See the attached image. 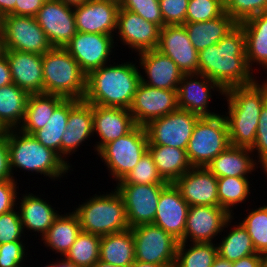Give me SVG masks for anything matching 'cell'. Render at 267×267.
Returning <instances> with one entry per match:
<instances>
[{
  "label": "cell",
  "mask_w": 267,
  "mask_h": 267,
  "mask_svg": "<svg viewBox=\"0 0 267 267\" xmlns=\"http://www.w3.org/2000/svg\"><path fill=\"white\" fill-rule=\"evenodd\" d=\"M189 207L176 186L169 183L160 193L153 224L181 242L184 237Z\"/></svg>",
  "instance_id": "cb8c5ba5"
},
{
  "label": "cell",
  "mask_w": 267,
  "mask_h": 267,
  "mask_svg": "<svg viewBox=\"0 0 267 267\" xmlns=\"http://www.w3.org/2000/svg\"><path fill=\"white\" fill-rule=\"evenodd\" d=\"M114 39L112 35L77 31L64 48L79 64L82 71L88 75L103 65L112 63L111 60H116V58L111 59L118 46Z\"/></svg>",
  "instance_id": "7c38bea8"
},
{
  "label": "cell",
  "mask_w": 267,
  "mask_h": 267,
  "mask_svg": "<svg viewBox=\"0 0 267 267\" xmlns=\"http://www.w3.org/2000/svg\"><path fill=\"white\" fill-rule=\"evenodd\" d=\"M129 267H165V266L153 263H144L135 260Z\"/></svg>",
  "instance_id": "91938a15"
},
{
  "label": "cell",
  "mask_w": 267,
  "mask_h": 267,
  "mask_svg": "<svg viewBox=\"0 0 267 267\" xmlns=\"http://www.w3.org/2000/svg\"><path fill=\"white\" fill-rule=\"evenodd\" d=\"M189 206H218L217 177L207 167H192L174 183Z\"/></svg>",
  "instance_id": "603a6c76"
},
{
  "label": "cell",
  "mask_w": 267,
  "mask_h": 267,
  "mask_svg": "<svg viewBox=\"0 0 267 267\" xmlns=\"http://www.w3.org/2000/svg\"><path fill=\"white\" fill-rule=\"evenodd\" d=\"M157 50L171 58L183 74L199 73V52L192 45L184 25L163 26Z\"/></svg>",
  "instance_id": "d6986e66"
},
{
  "label": "cell",
  "mask_w": 267,
  "mask_h": 267,
  "mask_svg": "<svg viewBox=\"0 0 267 267\" xmlns=\"http://www.w3.org/2000/svg\"><path fill=\"white\" fill-rule=\"evenodd\" d=\"M251 177H221L217 178L219 206L234 216V209L239 204H245L251 197ZM249 198V199H247ZM235 207V208H234ZM234 208V209H233Z\"/></svg>",
  "instance_id": "8d00e7d4"
},
{
  "label": "cell",
  "mask_w": 267,
  "mask_h": 267,
  "mask_svg": "<svg viewBox=\"0 0 267 267\" xmlns=\"http://www.w3.org/2000/svg\"><path fill=\"white\" fill-rule=\"evenodd\" d=\"M101 237L81 231L64 258L76 267H93L99 260Z\"/></svg>",
  "instance_id": "ab89813d"
},
{
  "label": "cell",
  "mask_w": 267,
  "mask_h": 267,
  "mask_svg": "<svg viewBox=\"0 0 267 267\" xmlns=\"http://www.w3.org/2000/svg\"><path fill=\"white\" fill-rule=\"evenodd\" d=\"M245 211H249L248 215L239 222L251 237L256 252L265 254L267 253V203Z\"/></svg>",
  "instance_id": "60d3db41"
},
{
  "label": "cell",
  "mask_w": 267,
  "mask_h": 267,
  "mask_svg": "<svg viewBox=\"0 0 267 267\" xmlns=\"http://www.w3.org/2000/svg\"><path fill=\"white\" fill-rule=\"evenodd\" d=\"M35 19L52 47L64 48L77 33L74 7L60 0H46Z\"/></svg>",
  "instance_id": "ac0fdd59"
},
{
  "label": "cell",
  "mask_w": 267,
  "mask_h": 267,
  "mask_svg": "<svg viewBox=\"0 0 267 267\" xmlns=\"http://www.w3.org/2000/svg\"><path fill=\"white\" fill-rule=\"evenodd\" d=\"M147 150L146 128L136 125L128 134L103 146L97 155L106 164L110 178L117 184L135 167Z\"/></svg>",
  "instance_id": "ba28073f"
},
{
  "label": "cell",
  "mask_w": 267,
  "mask_h": 267,
  "mask_svg": "<svg viewBox=\"0 0 267 267\" xmlns=\"http://www.w3.org/2000/svg\"><path fill=\"white\" fill-rule=\"evenodd\" d=\"M93 129V104L84 100L70 99L67 127L61 140V157L71 167L68 158L75 154L80 145L83 146L84 142L87 143L86 141L92 136L95 137Z\"/></svg>",
  "instance_id": "44dd1931"
},
{
  "label": "cell",
  "mask_w": 267,
  "mask_h": 267,
  "mask_svg": "<svg viewBox=\"0 0 267 267\" xmlns=\"http://www.w3.org/2000/svg\"><path fill=\"white\" fill-rule=\"evenodd\" d=\"M239 25L244 30L246 60L250 70L254 73L257 70L255 66H259L258 71L262 68L267 74V12L252 16Z\"/></svg>",
  "instance_id": "f1b7e54d"
},
{
  "label": "cell",
  "mask_w": 267,
  "mask_h": 267,
  "mask_svg": "<svg viewBox=\"0 0 267 267\" xmlns=\"http://www.w3.org/2000/svg\"><path fill=\"white\" fill-rule=\"evenodd\" d=\"M183 25L188 32L192 45L200 52L206 47L217 44L238 23L224 12L221 16L209 21L185 22Z\"/></svg>",
  "instance_id": "f546056e"
},
{
  "label": "cell",
  "mask_w": 267,
  "mask_h": 267,
  "mask_svg": "<svg viewBox=\"0 0 267 267\" xmlns=\"http://www.w3.org/2000/svg\"><path fill=\"white\" fill-rule=\"evenodd\" d=\"M231 217L232 216L219 205L190 206L186 219L184 237L181 242L216 243V240L223 232L226 222Z\"/></svg>",
  "instance_id": "2e32d148"
},
{
  "label": "cell",
  "mask_w": 267,
  "mask_h": 267,
  "mask_svg": "<svg viewBox=\"0 0 267 267\" xmlns=\"http://www.w3.org/2000/svg\"><path fill=\"white\" fill-rule=\"evenodd\" d=\"M44 267H53V261L52 262L50 261V263Z\"/></svg>",
  "instance_id": "003e7915"
},
{
  "label": "cell",
  "mask_w": 267,
  "mask_h": 267,
  "mask_svg": "<svg viewBox=\"0 0 267 267\" xmlns=\"http://www.w3.org/2000/svg\"><path fill=\"white\" fill-rule=\"evenodd\" d=\"M61 2H63L64 4L71 6V7H76V6H80L84 3H86L89 0H60Z\"/></svg>",
  "instance_id": "94428289"
},
{
  "label": "cell",
  "mask_w": 267,
  "mask_h": 267,
  "mask_svg": "<svg viewBox=\"0 0 267 267\" xmlns=\"http://www.w3.org/2000/svg\"><path fill=\"white\" fill-rule=\"evenodd\" d=\"M232 267H262V254L255 253L232 262Z\"/></svg>",
  "instance_id": "db71d44e"
},
{
  "label": "cell",
  "mask_w": 267,
  "mask_h": 267,
  "mask_svg": "<svg viewBox=\"0 0 267 267\" xmlns=\"http://www.w3.org/2000/svg\"><path fill=\"white\" fill-rule=\"evenodd\" d=\"M188 4L189 0H159L164 26L183 25Z\"/></svg>",
  "instance_id": "c3c4849f"
},
{
  "label": "cell",
  "mask_w": 267,
  "mask_h": 267,
  "mask_svg": "<svg viewBox=\"0 0 267 267\" xmlns=\"http://www.w3.org/2000/svg\"><path fill=\"white\" fill-rule=\"evenodd\" d=\"M29 95L15 83L0 87V122L7 130L22 124Z\"/></svg>",
  "instance_id": "d590c367"
},
{
  "label": "cell",
  "mask_w": 267,
  "mask_h": 267,
  "mask_svg": "<svg viewBox=\"0 0 267 267\" xmlns=\"http://www.w3.org/2000/svg\"><path fill=\"white\" fill-rule=\"evenodd\" d=\"M167 185L127 183L114 185L123 198L130 228L154 222L160 193Z\"/></svg>",
  "instance_id": "4fadbf2b"
},
{
  "label": "cell",
  "mask_w": 267,
  "mask_h": 267,
  "mask_svg": "<svg viewBox=\"0 0 267 267\" xmlns=\"http://www.w3.org/2000/svg\"><path fill=\"white\" fill-rule=\"evenodd\" d=\"M135 243V260L174 267L179 241L159 226L141 224L131 228Z\"/></svg>",
  "instance_id": "9c48e42d"
},
{
  "label": "cell",
  "mask_w": 267,
  "mask_h": 267,
  "mask_svg": "<svg viewBox=\"0 0 267 267\" xmlns=\"http://www.w3.org/2000/svg\"><path fill=\"white\" fill-rule=\"evenodd\" d=\"M10 179L14 178L10 166L9 148L6 134L4 136H0V181Z\"/></svg>",
  "instance_id": "816d5d0a"
},
{
  "label": "cell",
  "mask_w": 267,
  "mask_h": 267,
  "mask_svg": "<svg viewBox=\"0 0 267 267\" xmlns=\"http://www.w3.org/2000/svg\"><path fill=\"white\" fill-rule=\"evenodd\" d=\"M256 80L246 86L230 87L225 90L228 126L231 146L251 149L255 143L256 131L262 107L267 102V79Z\"/></svg>",
  "instance_id": "3957f363"
},
{
  "label": "cell",
  "mask_w": 267,
  "mask_h": 267,
  "mask_svg": "<svg viewBox=\"0 0 267 267\" xmlns=\"http://www.w3.org/2000/svg\"><path fill=\"white\" fill-rule=\"evenodd\" d=\"M13 83L29 94L44 93L42 55L5 50Z\"/></svg>",
  "instance_id": "4316f807"
},
{
  "label": "cell",
  "mask_w": 267,
  "mask_h": 267,
  "mask_svg": "<svg viewBox=\"0 0 267 267\" xmlns=\"http://www.w3.org/2000/svg\"><path fill=\"white\" fill-rule=\"evenodd\" d=\"M66 213V214H65ZM79 218L72 210L59 214L41 238L46 248L64 257L81 232Z\"/></svg>",
  "instance_id": "4dcf8cb0"
},
{
  "label": "cell",
  "mask_w": 267,
  "mask_h": 267,
  "mask_svg": "<svg viewBox=\"0 0 267 267\" xmlns=\"http://www.w3.org/2000/svg\"><path fill=\"white\" fill-rule=\"evenodd\" d=\"M199 73L224 90L250 85L258 79L247 64L245 35L239 24L217 44L199 52Z\"/></svg>",
  "instance_id": "6da1fadb"
},
{
  "label": "cell",
  "mask_w": 267,
  "mask_h": 267,
  "mask_svg": "<svg viewBox=\"0 0 267 267\" xmlns=\"http://www.w3.org/2000/svg\"><path fill=\"white\" fill-rule=\"evenodd\" d=\"M224 111L196 122L186 149L192 167H207L221 152L230 146Z\"/></svg>",
  "instance_id": "52a82bcc"
},
{
  "label": "cell",
  "mask_w": 267,
  "mask_h": 267,
  "mask_svg": "<svg viewBox=\"0 0 267 267\" xmlns=\"http://www.w3.org/2000/svg\"><path fill=\"white\" fill-rule=\"evenodd\" d=\"M7 129L4 127V125L0 122V136H4L7 134Z\"/></svg>",
  "instance_id": "e7e4bbea"
},
{
  "label": "cell",
  "mask_w": 267,
  "mask_h": 267,
  "mask_svg": "<svg viewBox=\"0 0 267 267\" xmlns=\"http://www.w3.org/2000/svg\"><path fill=\"white\" fill-rule=\"evenodd\" d=\"M17 210L16 207L0 215V244L12 241H25L26 234H24L19 211Z\"/></svg>",
  "instance_id": "bcb514c9"
},
{
  "label": "cell",
  "mask_w": 267,
  "mask_h": 267,
  "mask_svg": "<svg viewBox=\"0 0 267 267\" xmlns=\"http://www.w3.org/2000/svg\"><path fill=\"white\" fill-rule=\"evenodd\" d=\"M5 50L43 55L52 48L35 17L8 14L0 19Z\"/></svg>",
  "instance_id": "30bf717a"
},
{
  "label": "cell",
  "mask_w": 267,
  "mask_h": 267,
  "mask_svg": "<svg viewBox=\"0 0 267 267\" xmlns=\"http://www.w3.org/2000/svg\"><path fill=\"white\" fill-rule=\"evenodd\" d=\"M234 217L235 216H232L226 222L223 228L224 234H221L220 241L216 242L218 255L230 262H235L241 258L257 253L247 230L240 222H233L235 219ZM225 228L228 229L226 230ZM225 232L227 233L226 235Z\"/></svg>",
  "instance_id": "836d02e7"
},
{
  "label": "cell",
  "mask_w": 267,
  "mask_h": 267,
  "mask_svg": "<svg viewBox=\"0 0 267 267\" xmlns=\"http://www.w3.org/2000/svg\"><path fill=\"white\" fill-rule=\"evenodd\" d=\"M44 93L83 100L87 75L65 48L52 47L42 55Z\"/></svg>",
  "instance_id": "8992f818"
},
{
  "label": "cell",
  "mask_w": 267,
  "mask_h": 267,
  "mask_svg": "<svg viewBox=\"0 0 267 267\" xmlns=\"http://www.w3.org/2000/svg\"><path fill=\"white\" fill-rule=\"evenodd\" d=\"M134 61L109 63L90 72L84 101L105 107L129 109L141 82V70Z\"/></svg>",
  "instance_id": "7a4b0ae2"
},
{
  "label": "cell",
  "mask_w": 267,
  "mask_h": 267,
  "mask_svg": "<svg viewBox=\"0 0 267 267\" xmlns=\"http://www.w3.org/2000/svg\"><path fill=\"white\" fill-rule=\"evenodd\" d=\"M46 0H16L15 15L35 17Z\"/></svg>",
  "instance_id": "f5cc1de1"
},
{
  "label": "cell",
  "mask_w": 267,
  "mask_h": 267,
  "mask_svg": "<svg viewBox=\"0 0 267 267\" xmlns=\"http://www.w3.org/2000/svg\"><path fill=\"white\" fill-rule=\"evenodd\" d=\"M93 267H119L113 264L105 263L101 260H98Z\"/></svg>",
  "instance_id": "be15d7a7"
},
{
  "label": "cell",
  "mask_w": 267,
  "mask_h": 267,
  "mask_svg": "<svg viewBox=\"0 0 267 267\" xmlns=\"http://www.w3.org/2000/svg\"><path fill=\"white\" fill-rule=\"evenodd\" d=\"M259 117L255 143L251 151L261 166L267 169V102L262 107Z\"/></svg>",
  "instance_id": "681fc988"
},
{
  "label": "cell",
  "mask_w": 267,
  "mask_h": 267,
  "mask_svg": "<svg viewBox=\"0 0 267 267\" xmlns=\"http://www.w3.org/2000/svg\"><path fill=\"white\" fill-rule=\"evenodd\" d=\"M258 167L262 168V172L265 173V169L255 159L251 149L231 145L207 166L217 178L229 176L250 177L249 175H252L251 172H256Z\"/></svg>",
  "instance_id": "83f0119b"
},
{
  "label": "cell",
  "mask_w": 267,
  "mask_h": 267,
  "mask_svg": "<svg viewBox=\"0 0 267 267\" xmlns=\"http://www.w3.org/2000/svg\"><path fill=\"white\" fill-rule=\"evenodd\" d=\"M16 0H0V19L8 14L15 15Z\"/></svg>",
  "instance_id": "9f6ffc18"
},
{
  "label": "cell",
  "mask_w": 267,
  "mask_h": 267,
  "mask_svg": "<svg viewBox=\"0 0 267 267\" xmlns=\"http://www.w3.org/2000/svg\"><path fill=\"white\" fill-rule=\"evenodd\" d=\"M136 55L139 56L136 59L139 62V69H142L140 72L142 83L160 89H178L184 74L171 58L157 49L143 51Z\"/></svg>",
  "instance_id": "7402d4cb"
},
{
  "label": "cell",
  "mask_w": 267,
  "mask_h": 267,
  "mask_svg": "<svg viewBox=\"0 0 267 267\" xmlns=\"http://www.w3.org/2000/svg\"><path fill=\"white\" fill-rule=\"evenodd\" d=\"M19 195L17 197L18 206L16 207L19 211L24 233H27V236L29 231L30 233L36 232V234H33L35 236L40 233L38 237L42 238L53 224L55 218L62 212L55 210L56 207H53L46 198L43 197L42 199L41 195H36L26 190L25 194Z\"/></svg>",
  "instance_id": "484cf974"
},
{
  "label": "cell",
  "mask_w": 267,
  "mask_h": 267,
  "mask_svg": "<svg viewBox=\"0 0 267 267\" xmlns=\"http://www.w3.org/2000/svg\"><path fill=\"white\" fill-rule=\"evenodd\" d=\"M13 83L9 63L6 56L0 58V87Z\"/></svg>",
  "instance_id": "11a10c76"
},
{
  "label": "cell",
  "mask_w": 267,
  "mask_h": 267,
  "mask_svg": "<svg viewBox=\"0 0 267 267\" xmlns=\"http://www.w3.org/2000/svg\"><path fill=\"white\" fill-rule=\"evenodd\" d=\"M70 99H64L54 110L45 127L37 130L32 136L41 144L54 150L61 156V140L66 131Z\"/></svg>",
  "instance_id": "74e56055"
},
{
  "label": "cell",
  "mask_w": 267,
  "mask_h": 267,
  "mask_svg": "<svg viewBox=\"0 0 267 267\" xmlns=\"http://www.w3.org/2000/svg\"><path fill=\"white\" fill-rule=\"evenodd\" d=\"M119 6L122 9L138 14L160 28L164 26L159 0H120Z\"/></svg>",
  "instance_id": "f6af8a7d"
},
{
  "label": "cell",
  "mask_w": 267,
  "mask_h": 267,
  "mask_svg": "<svg viewBox=\"0 0 267 267\" xmlns=\"http://www.w3.org/2000/svg\"><path fill=\"white\" fill-rule=\"evenodd\" d=\"M217 256L215 243L179 242L174 267H211Z\"/></svg>",
  "instance_id": "f35d334b"
},
{
  "label": "cell",
  "mask_w": 267,
  "mask_h": 267,
  "mask_svg": "<svg viewBox=\"0 0 267 267\" xmlns=\"http://www.w3.org/2000/svg\"><path fill=\"white\" fill-rule=\"evenodd\" d=\"M104 194H93L81 204L75 205L74 212L79 218L81 230L105 236L129 229L124 201L115 189Z\"/></svg>",
  "instance_id": "5b68a950"
},
{
  "label": "cell",
  "mask_w": 267,
  "mask_h": 267,
  "mask_svg": "<svg viewBox=\"0 0 267 267\" xmlns=\"http://www.w3.org/2000/svg\"><path fill=\"white\" fill-rule=\"evenodd\" d=\"M262 267H267V253L262 254Z\"/></svg>",
  "instance_id": "03108f58"
},
{
  "label": "cell",
  "mask_w": 267,
  "mask_h": 267,
  "mask_svg": "<svg viewBox=\"0 0 267 267\" xmlns=\"http://www.w3.org/2000/svg\"><path fill=\"white\" fill-rule=\"evenodd\" d=\"M148 151L159 175L167 183H174L192 168L186 150L164 145H148Z\"/></svg>",
  "instance_id": "d6a6232c"
},
{
  "label": "cell",
  "mask_w": 267,
  "mask_h": 267,
  "mask_svg": "<svg viewBox=\"0 0 267 267\" xmlns=\"http://www.w3.org/2000/svg\"><path fill=\"white\" fill-rule=\"evenodd\" d=\"M225 12L238 24L246 19L267 12V0H222Z\"/></svg>",
  "instance_id": "ee69618b"
},
{
  "label": "cell",
  "mask_w": 267,
  "mask_h": 267,
  "mask_svg": "<svg viewBox=\"0 0 267 267\" xmlns=\"http://www.w3.org/2000/svg\"><path fill=\"white\" fill-rule=\"evenodd\" d=\"M93 135L97 140L93 150L97 153L103 146L128 134L136 123L129 109L93 105Z\"/></svg>",
  "instance_id": "d4e9b609"
},
{
  "label": "cell",
  "mask_w": 267,
  "mask_h": 267,
  "mask_svg": "<svg viewBox=\"0 0 267 267\" xmlns=\"http://www.w3.org/2000/svg\"><path fill=\"white\" fill-rule=\"evenodd\" d=\"M59 260V261H58ZM53 267H76L70 261L66 260L64 257H60L59 259L53 262Z\"/></svg>",
  "instance_id": "680465c9"
},
{
  "label": "cell",
  "mask_w": 267,
  "mask_h": 267,
  "mask_svg": "<svg viewBox=\"0 0 267 267\" xmlns=\"http://www.w3.org/2000/svg\"><path fill=\"white\" fill-rule=\"evenodd\" d=\"M18 182L14 179L0 181V215L17 206Z\"/></svg>",
  "instance_id": "f907efd6"
},
{
  "label": "cell",
  "mask_w": 267,
  "mask_h": 267,
  "mask_svg": "<svg viewBox=\"0 0 267 267\" xmlns=\"http://www.w3.org/2000/svg\"><path fill=\"white\" fill-rule=\"evenodd\" d=\"M10 166L14 180V173L22 170L28 174L44 175L52 181L62 180L67 173L73 171L65 160L54 150L45 147L32 135L21 132L19 129L7 131ZM72 169V170H71ZM15 170V172H14Z\"/></svg>",
  "instance_id": "277c9868"
},
{
  "label": "cell",
  "mask_w": 267,
  "mask_h": 267,
  "mask_svg": "<svg viewBox=\"0 0 267 267\" xmlns=\"http://www.w3.org/2000/svg\"><path fill=\"white\" fill-rule=\"evenodd\" d=\"M99 260L119 267L135 261V243L131 228L101 236Z\"/></svg>",
  "instance_id": "1f68e13d"
},
{
  "label": "cell",
  "mask_w": 267,
  "mask_h": 267,
  "mask_svg": "<svg viewBox=\"0 0 267 267\" xmlns=\"http://www.w3.org/2000/svg\"><path fill=\"white\" fill-rule=\"evenodd\" d=\"M225 12L222 0H189L185 22H204Z\"/></svg>",
  "instance_id": "7bdbcfd3"
},
{
  "label": "cell",
  "mask_w": 267,
  "mask_h": 267,
  "mask_svg": "<svg viewBox=\"0 0 267 267\" xmlns=\"http://www.w3.org/2000/svg\"><path fill=\"white\" fill-rule=\"evenodd\" d=\"M199 115L177 109L151 120L146 126L148 145H164L186 150Z\"/></svg>",
  "instance_id": "8fae6325"
},
{
  "label": "cell",
  "mask_w": 267,
  "mask_h": 267,
  "mask_svg": "<svg viewBox=\"0 0 267 267\" xmlns=\"http://www.w3.org/2000/svg\"><path fill=\"white\" fill-rule=\"evenodd\" d=\"M211 267H232V262L218 255Z\"/></svg>",
  "instance_id": "6f0895ef"
},
{
  "label": "cell",
  "mask_w": 267,
  "mask_h": 267,
  "mask_svg": "<svg viewBox=\"0 0 267 267\" xmlns=\"http://www.w3.org/2000/svg\"><path fill=\"white\" fill-rule=\"evenodd\" d=\"M118 183L169 184L159 175L153 158L147 150L135 167Z\"/></svg>",
  "instance_id": "b9f144b4"
},
{
  "label": "cell",
  "mask_w": 267,
  "mask_h": 267,
  "mask_svg": "<svg viewBox=\"0 0 267 267\" xmlns=\"http://www.w3.org/2000/svg\"><path fill=\"white\" fill-rule=\"evenodd\" d=\"M64 99V97L59 95L45 93L30 94L23 122L18 129L23 133L33 135L37 130L45 127L55 108Z\"/></svg>",
  "instance_id": "e575fe53"
},
{
  "label": "cell",
  "mask_w": 267,
  "mask_h": 267,
  "mask_svg": "<svg viewBox=\"0 0 267 267\" xmlns=\"http://www.w3.org/2000/svg\"><path fill=\"white\" fill-rule=\"evenodd\" d=\"M160 27L145 20L138 14L126 9H119L115 43H120L134 53L157 49ZM119 38V39H118ZM117 41V42H116ZM120 41V42H118Z\"/></svg>",
  "instance_id": "9a60e30c"
},
{
  "label": "cell",
  "mask_w": 267,
  "mask_h": 267,
  "mask_svg": "<svg viewBox=\"0 0 267 267\" xmlns=\"http://www.w3.org/2000/svg\"><path fill=\"white\" fill-rule=\"evenodd\" d=\"M213 92V93H212ZM215 94L224 97L225 90L215 81L200 73L184 74L178 85V108L197 114L200 117H210L219 113L210 110L209 102ZM213 94V95H212Z\"/></svg>",
  "instance_id": "5bb4252c"
},
{
  "label": "cell",
  "mask_w": 267,
  "mask_h": 267,
  "mask_svg": "<svg viewBox=\"0 0 267 267\" xmlns=\"http://www.w3.org/2000/svg\"><path fill=\"white\" fill-rule=\"evenodd\" d=\"M5 54L4 33L0 26V58Z\"/></svg>",
  "instance_id": "6125c7cd"
},
{
  "label": "cell",
  "mask_w": 267,
  "mask_h": 267,
  "mask_svg": "<svg viewBox=\"0 0 267 267\" xmlns=\"http://www.w3.org/2000/svg\"><path fill=\"white\" fill-rule=\"evenodd\" d=\"M25 241H12L8 243L0 244V267H25L26 257H29L26 252L29 246ZM28 255V256H27Z\"/></svg>",
  "instance_id": "7dc6e473"
},
{
  "label": "cell",
  "mask_w": 267,
  "mask_h": 267,
  "mask_svg": "<svg viewBox=\"0 0 267 267\" xmlns=\"http://www.w3.org/2000/svg\"><path fill=\"white\" fill-rule=\"evenodd\" d=\"M118 2L89 0L74 7L76 29L82 33H99L115 36L117 30Z\"/></svg>",
  "instance_id": "ffe728a7"
},
{
  "label": "cell",
  "mask_w": 267,
  "mask_h": 267,
  "mask_svg": "<svg viewBox=\"0 0 267 267\" xmlns=\"http://www.w3.org/2000/svg\"><path fill=\"white\" fill-rule=\"evenodd\" d=\"M178 109L177 90L160 89L140 82L129 111L139 126Z\"/></svg>",
  "instance_id": "e0dca14e"
}]
</instances>
